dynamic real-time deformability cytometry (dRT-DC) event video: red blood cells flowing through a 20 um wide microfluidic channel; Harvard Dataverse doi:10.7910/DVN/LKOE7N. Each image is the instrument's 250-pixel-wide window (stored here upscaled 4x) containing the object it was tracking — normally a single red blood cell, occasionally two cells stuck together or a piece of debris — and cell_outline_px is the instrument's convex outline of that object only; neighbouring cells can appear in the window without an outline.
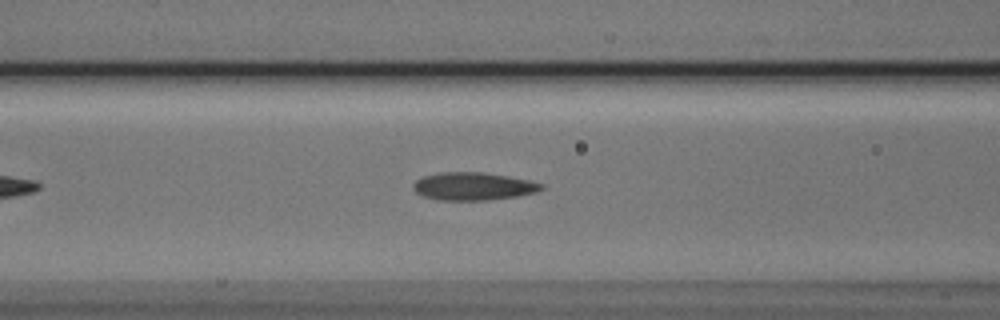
{"species": "Egyptian fruit bat (a non-hibernating species)", "species_latin": "Rousettus aegyptiacus", "temperature_condition": "cold", "stored_images_in_passage": 28, "camera_frame_rate_fps": 3000, "um_per_image_px": 0.085, "animal": {"sex": "male"}, "frame": {"image": 1, "passage_image": 11, "time_ms": 3.333, "image_size_px": [1000, 320], "cell_outline_px": [[544, 188], [536, 192], [520, 196], [488, 200], [436, 200], [420, 196], [412, 188], [412, 184], [416, 180], [424, 176], [440, 172], [480, 172], [508, 176], [528, 180], [544, 184]], "centroid_in_image_um": [40.2, 15.84], "position_along_channel_um": 126.4, "area_um2": 20.98}}
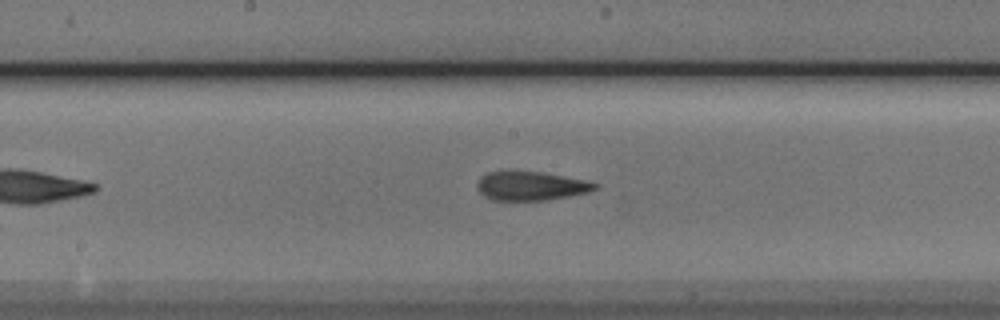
{"frame": {"image": 2, "passage_image": 17, "time_ms": 5.333, "image_size_px": [1000, 320], "cell_outline_px": [[600, 184], [596, 188], [588, 192], [548, 200], [492, 200], [484, 196], [476, 188], [476, 184], [480, 176], [488, 172], [508, 168], [512, 168], [544, 172], [584, 180]], "centroid_in_image_um": [45.04, 15.76], "position_along_channel_um": 203.2, "area_um2": 20.58}}
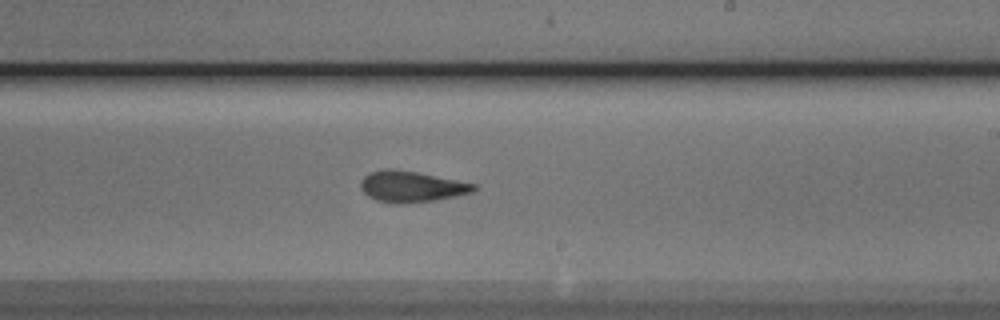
{"frame": {"image": 3, "passage_image": 21, "time_ms": 6.667, "image_size_px": [1000, 320], "cell_outline_px": [[476, 188], [472, 192], [456, 196], [436, 200], [400, 204], [396, 204], [376, 200], [368, 196], [360, 188], [360, 180], [368, 172], [384, 168], [392, 168], [416, 172], [476, 184]], "centroid_in_image_um": [34.91, 15.85], "position_along_channel_um": 254.1, "area_um2": 20.52}}